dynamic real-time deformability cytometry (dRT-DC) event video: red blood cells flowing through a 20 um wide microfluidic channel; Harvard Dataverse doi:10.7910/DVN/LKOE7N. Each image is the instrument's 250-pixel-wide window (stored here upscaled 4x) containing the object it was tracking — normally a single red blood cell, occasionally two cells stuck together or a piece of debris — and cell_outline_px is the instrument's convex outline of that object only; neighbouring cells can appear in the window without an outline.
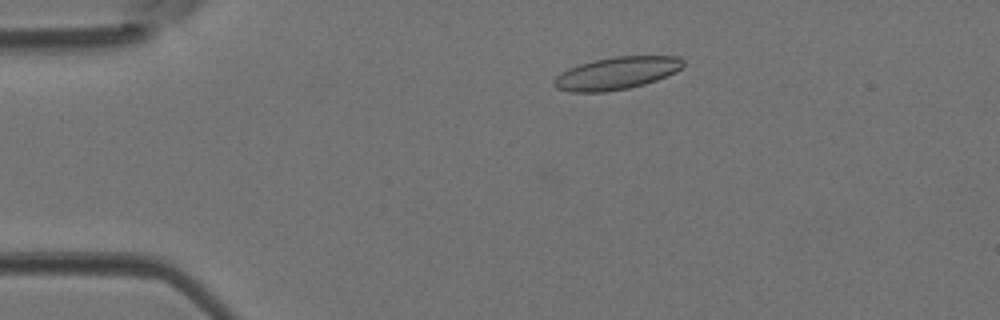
{"species": "Egyptian fruit bat (a non-hibernating species)", "species_latin": "Rousettus aegyptiacus", "temperature_condition": "room temperature", "stored_images_in_passage": 41, "camera_frame_rate_fps": 3000, "um_per_image_px": 0.085, "animal": {"sex": "female"}, "frame": {"image": 1, "passage_image": 5, "time_ms": 1.333, "image_size_px": [1000, 320], "cell_outline_px": [[684, 64], [676, 72], [656, 80], [644, 84], [628, 88], [604, 92], [572, 92], [556, 88], [552, 84], [552, 80], [560, 72], [568, 68], [580, 64], [596, 60], [616, 56], [680, 56], [684, 60]], "centroid_in_image_um": [52.39, 6.22], "position_along_channel_um": 32.6, "area_um2": 24.45}}
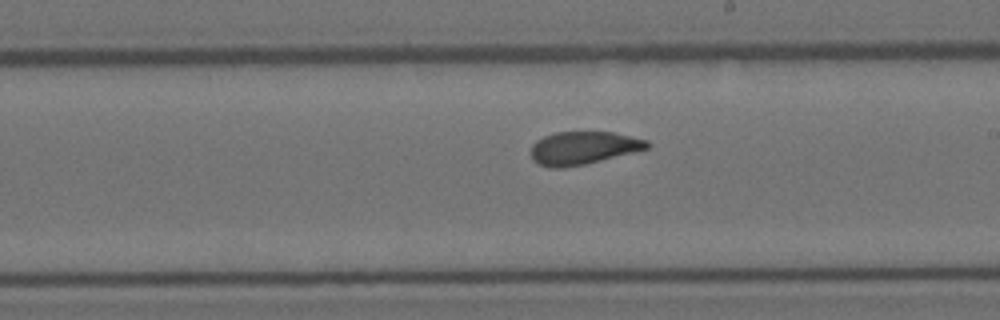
{"frame": {"image": 2, "passage_image": 22, "time_ms": 7.0, "image_size_px": [1000, 320], "cell_outline_px": [[652, 144], [648, 148], [584, 164], [564, 168], [548, 168], [532, 160], [532, 144], [536, 140], [544, 136], [556, 132], [612, 132], [648, 140]], "centroid_in_image_um": [49.55, 12.57], "position_along_channel_um": 239.4, "area_um2": 22.14}}
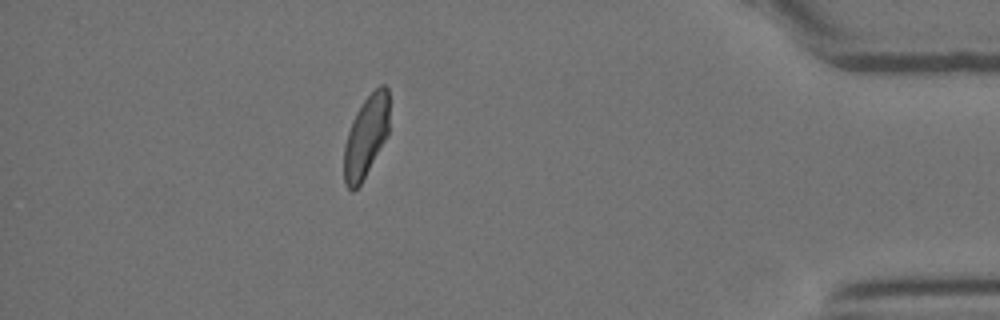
{"frame": {"image": 3, "passage_image": 36, "time_ms": 11.667, "image_size_px": [1000, 320], "cell_outline_px": [[388, 132], [384, 140], [360, 184], [352, 192], [344, 184], [344, 144], [352, 120], [356, 112], [364, 100], [380, 84], [384, 84], [388, 88]], "centroid_in_image_um": [31.08, 11.59], "position_along_channel_um": 404.1, "area_um2": 21.1}}